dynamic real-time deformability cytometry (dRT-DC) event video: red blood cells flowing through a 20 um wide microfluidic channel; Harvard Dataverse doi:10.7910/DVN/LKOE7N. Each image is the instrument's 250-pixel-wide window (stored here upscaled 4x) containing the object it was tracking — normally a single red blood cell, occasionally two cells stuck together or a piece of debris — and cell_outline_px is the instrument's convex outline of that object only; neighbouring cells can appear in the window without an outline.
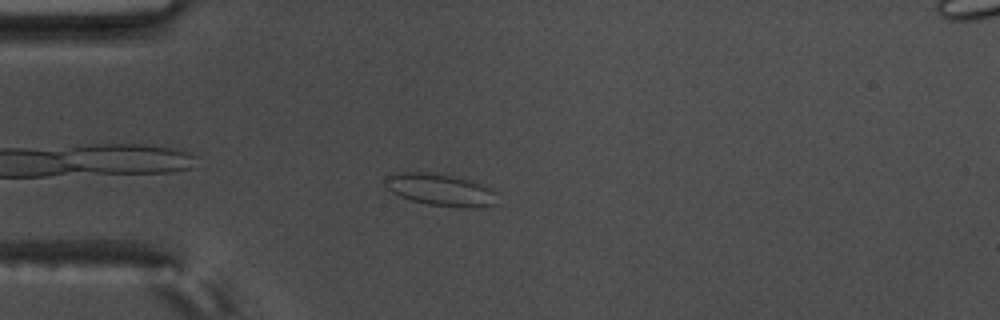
{"species": "common noctule bat (a hibernating species)", "species_latin": "Nyctalus noctula", "temperature_condition": "warm", "stored_images_in_passage": 46, "camera_frame_rate_fps": 3000, "um_per_image_px": 0.085, "animal": {"sex": "male", "body_mass_g": 17.5, "forearm_length_mm": 52.3}, "frame": {"image": 1, "passage_image": 5, "time_ms": 1.333, "image_size_px": [1000, 320], "cell_outline_px": [[492, 204], [476, 208], [460, 208], [428, 204], [412, 200], [400, 196], [392, 192], [384, 184], [384, 176], [396, 172], [420, 172], [460, 176], [472, 180], [488, 188], [492, 192]], "centroid_in_image_um": [37.33, 16.11], "position_along_channel_um": 47.7, "area_um2": 20.69}}
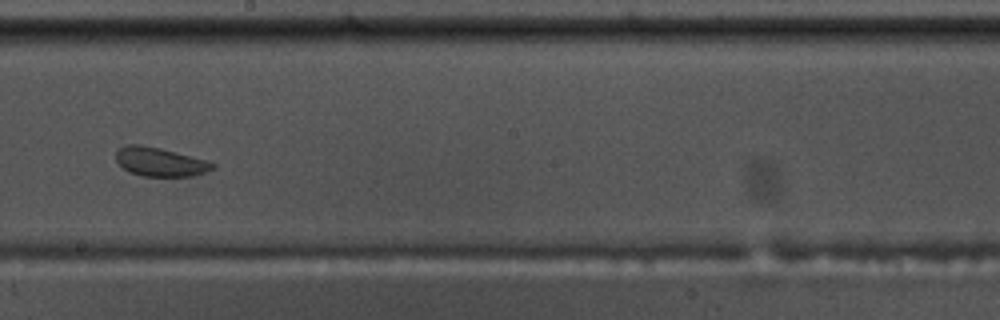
{"frame": {"image": 2, "passage_image": 22, "time_ms": 7.0, "image_size_px": [1000, 320], "cell_outline_px": [[216, 168], [192, 176], [144, 176], [128, 172], [116, 160], [116, 152], [120, 148], [128, 144], [140, 144], [160, 148], [204, 160], [216, 164]], "centroid_in_image_um": [13.58, 13.76], "position_along_channel_um": 234.6, "area_um2": 16.01}}
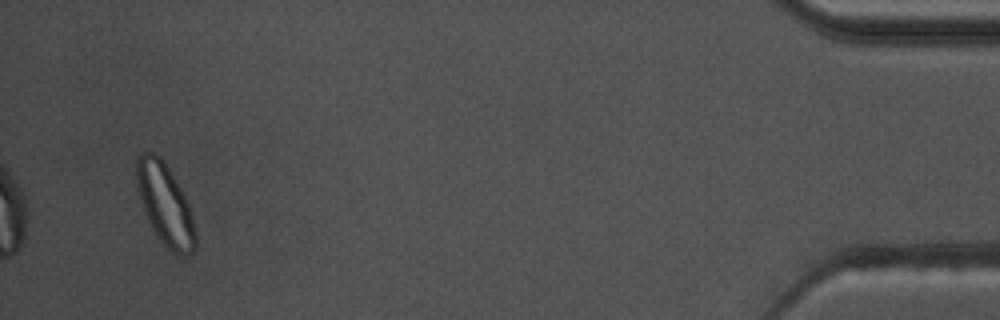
{"frame": {"image": 3, "passage_image": 44, "time_ms": 14.333, "image_size_px": [1000, 320], "cell_outline_px": [[196, 248], [188, 256], [180, 256], [172, 252], [156, 236], [144, 212], [136, 188], [136, 156], [144, 152], [152, 152], [160, 156], [168, 168], [188, 200], [196, 232]], "centroid_in_image_um": [14.03, 17.39], "position_along_channel_um": 421.2, "area_um2": 28.21}}